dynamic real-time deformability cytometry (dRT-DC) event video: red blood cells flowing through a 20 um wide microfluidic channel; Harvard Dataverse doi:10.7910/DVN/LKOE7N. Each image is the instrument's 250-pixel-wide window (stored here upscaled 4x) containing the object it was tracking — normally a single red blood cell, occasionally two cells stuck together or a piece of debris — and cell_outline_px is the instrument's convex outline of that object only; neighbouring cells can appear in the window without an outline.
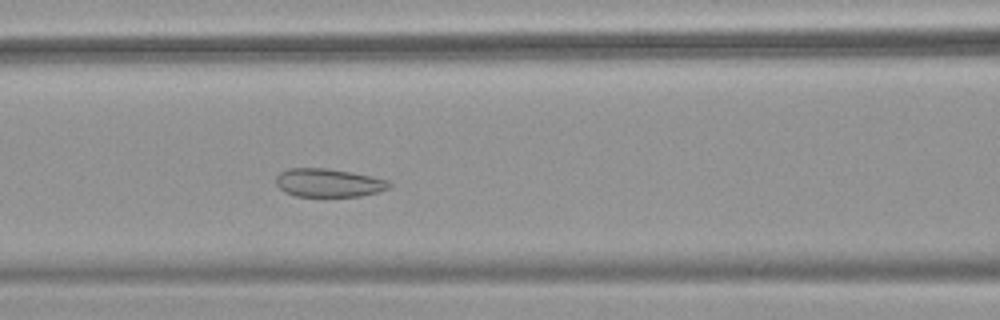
{"species": "common noctule bat (a hibernating species)", "species_latin": "Nyctalus noctula", "temperature_condition": "warm", "stored_images_in_passage": 46, "camera_frame_rate_fps": 3000, "um_per_image_px": 0.085, "animal": {"sex": "female", "body_mass_g": 18.4}, "frame": {"image": 1, "passage_image": 16, "time_ms": 5.0, "image_size_px": [1000, 320], "cell_outline_px": [[392, 184], [388, 188], [376, 192], [360, 196], [296, 196], [284, 192], [276, 184], [276, 176], [280, 172], [288, 168], [328, 168], [352, 172], [388, 180]], "centroid_in_image_um": [27.9, 15.53], "position_along_channel_um": 138.7, "area_um2": 18.67}}
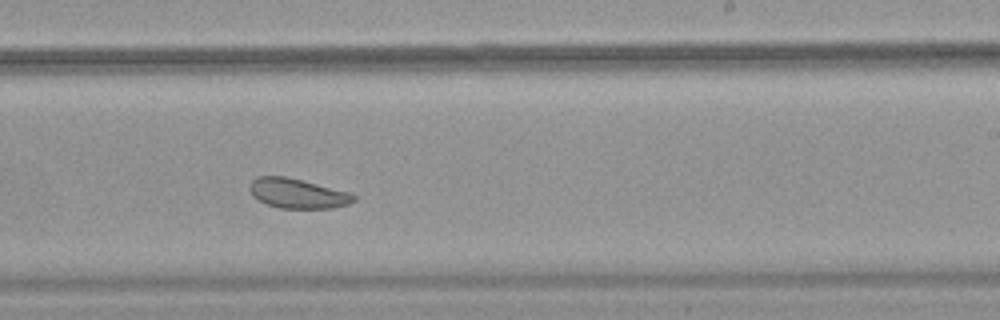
{"frame": {"image": 2, "passage_image": 26, "time_ms": 8.333, "image_size_px": [1000, 320], "cell_outline_px": [[356, 200], [348, 204], [332, 208], [280, 208], [268, 204], [252, 196], [248, 188], [252, 180], [260, 176], [284, 176], [348, 192], [356, 196]], "centroid_in_image_um": [25.27, 16.45], "position_along_channel_um": 263.7, "area_um2": 17.74}}
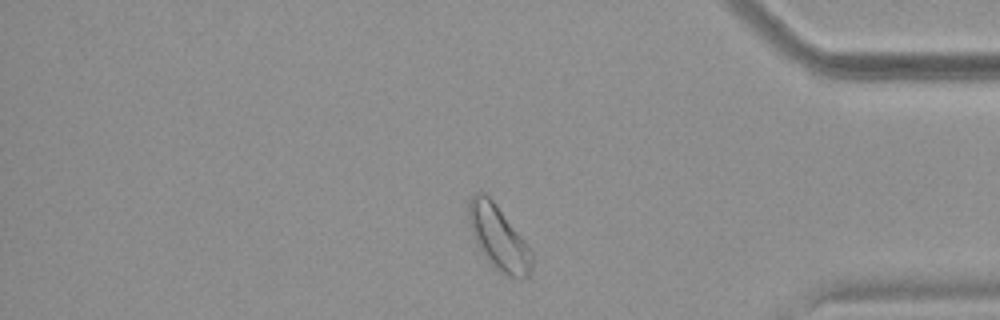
{"frame": {"image": 3, "passage_image": 38, "time_ms": 12.333, "image_size_px": [1000, 320], "cell_outline_px": [[532, 268], [528, 276], [520, 280], [508, 276], [496, 268], [480, 252], [476, 244], [468, 224], [468, 204], [472, 196], [476, 192], [484, 192], [496, 204], [532, 248]], "centroid_in_image_um": [42.39, 20.21], "position_along_channel_um": 392.8, "area_um2": 23.93}, "authors_computed_cell_mechanics": {"area_um2": 21.5883, "velocity_mm_per_s": 3.7692, "shape_relaxation_time_tau1_ms": null, "shape_relaxation_time_tau2_ms": 1.2973, "deformation_change_tau1": null, "deformation_change_tau2": 0.0723}}